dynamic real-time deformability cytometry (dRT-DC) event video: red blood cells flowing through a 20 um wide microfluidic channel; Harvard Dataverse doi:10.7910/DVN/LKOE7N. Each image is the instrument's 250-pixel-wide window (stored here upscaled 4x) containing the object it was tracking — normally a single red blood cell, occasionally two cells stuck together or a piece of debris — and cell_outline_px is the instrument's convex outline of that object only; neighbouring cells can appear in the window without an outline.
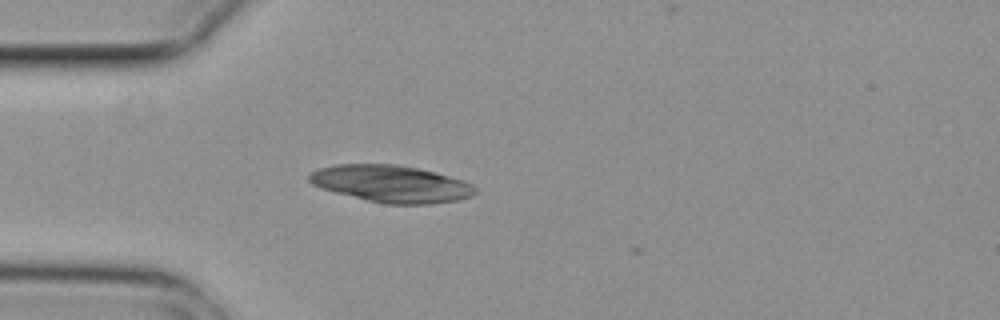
{"species": "common noctule bat (a hibernating species)", "species_latin": "Nyctalus noctula", "temperature_condition": "cold", "stored_images_in_passage": 3, "camera_frame_rate_fps": 3000, "um_per_image_px": 0.085, "animal": {"sex": "female", "body_mass_g": 29.2, "forearm_length_mm": 56.3}, "frame": {"image": 1, "passage_image": 2, "time_ms": 0.333, "image_size_px": [1000, 320], "cell_outline_px": [[476, 192], [472, 196], [456, 200], [432, 204], [384, 204], [320, 188], [312, 184], [308, 180], [308, 176], [312, 172], [320, 168], [336, 164], [396, 164], [416, 168], [464, 180], [472, 184], [476, 188]], "centroid_in_image_um": [33.25, 15.62], "position_along_channel_um": 51.7, "area_um2": 35.55}}